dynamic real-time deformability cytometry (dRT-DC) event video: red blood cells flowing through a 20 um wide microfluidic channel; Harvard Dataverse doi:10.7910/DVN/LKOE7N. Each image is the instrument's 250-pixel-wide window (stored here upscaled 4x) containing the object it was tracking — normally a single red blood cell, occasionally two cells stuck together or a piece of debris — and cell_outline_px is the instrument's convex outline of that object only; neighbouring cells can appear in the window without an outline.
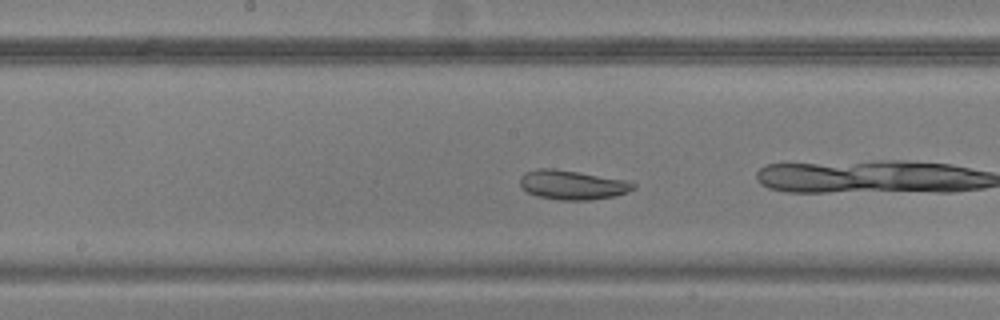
{"species": "common noctule bat (a hibernating species)", "species_latin": "Nyctalus noctula", "temperature_condition": "warm", "stored_images_in_passage": 43, "camera_frame_rate_fps": 3000, "um_per_image_px": 0.085, "animal": {"sex": "male", "body_mass_g": 20.5, "forearm_length_mm": 52.5}, "frame": {"image": 1, "passage_image": 19, "time_ms": 6.0, "image_size_px": [1000, 320], "cell_outline_px": [[636, 188], [628, 192], [616, 196], [592, 200], [560, 200], [536, 196], [528, 192], [520, 184], [520, 176], [524, 172], [536, 168], [552, 168], [628, 180], [636, 184]], "centroid_in_image_um": [48.67, 15.71], "position_along_channel_um": 199.5, "area_um2": 19.54}}